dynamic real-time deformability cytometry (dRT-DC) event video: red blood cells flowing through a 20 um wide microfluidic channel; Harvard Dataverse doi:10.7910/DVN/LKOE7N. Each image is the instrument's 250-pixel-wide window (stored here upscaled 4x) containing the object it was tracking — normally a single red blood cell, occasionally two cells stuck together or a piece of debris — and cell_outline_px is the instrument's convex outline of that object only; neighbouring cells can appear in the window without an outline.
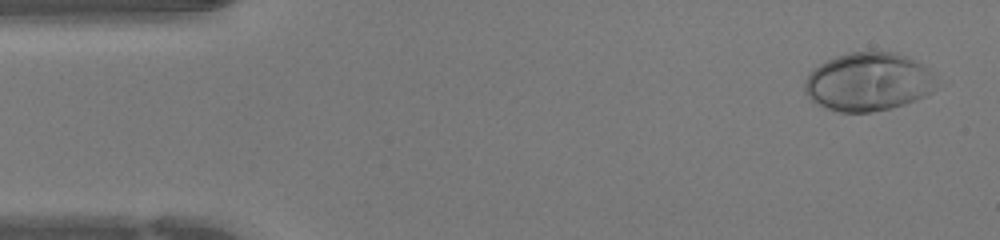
{"species": "human", "species_latin": "Homo sapiens", "temperature_condition": "warm", "stored_images_in_passage": 44, "camera_frame_rate_fps": 3000, "um_per_image_px": 0.085, "donor": {"sex": "female"}, "frame": {"image": 1, "passage_image": 2, "time_ms": 0.333, "image_size_px": [1000, 240], "cell_outline_px": [[932, 92], [924, 96], [904, 104], [872, 112], [840, 112], [828, 108], [812, 100], [804, 92], [804, 80], [812, 68], [836, 56], [848, 52], [896, 52], [908, 56], [916, 60], [928, 68], [932, 72]], "centroid_in_image_um": [73.76, 6.94], "position_along_channel_um": 11.2, "area_um2": 44.51}}
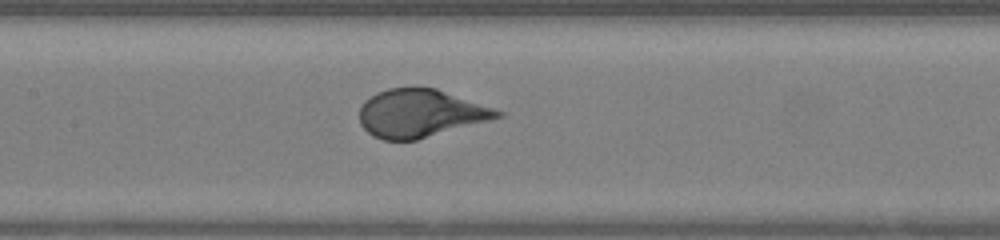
{"frame": {"image": 2, "passage_image": 20, "time_ms": 6.333, "image_size_px": [1000, 240], "cell_outline_px": [[504, 116], [416, 140], [384, 140], [372, 136], [360, 124], [360, 108], [364, 100], [376, 92], [388, 88], [416, 84], [436, 88], [504, 112]], "centroid_in_image_um": [35.68, 9.59], "position_along_channel_um": 171.7, "area_um2": 38.9}}
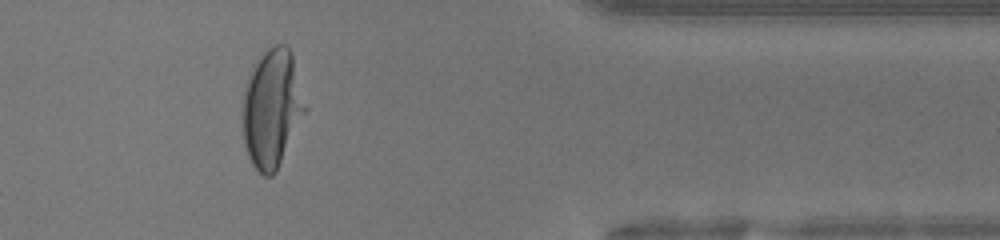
{"frame": {"image": 3, "passage_image": 36, "time_ms": 11.667, "image_size_px": [1000, 240], "cell_outline_px": [[308, 108], [276, 172], [272, 176], [264, 176], [252, 164], [248, 156], [244, 144], [244, 92], [252, 68], [264, 48], [272, 44], [284, 44], [292, 52]], "centroid_in_image_um": [23.15, 9.18], "position_along_channel_um": 388.2, "area_um2": 43.12}}